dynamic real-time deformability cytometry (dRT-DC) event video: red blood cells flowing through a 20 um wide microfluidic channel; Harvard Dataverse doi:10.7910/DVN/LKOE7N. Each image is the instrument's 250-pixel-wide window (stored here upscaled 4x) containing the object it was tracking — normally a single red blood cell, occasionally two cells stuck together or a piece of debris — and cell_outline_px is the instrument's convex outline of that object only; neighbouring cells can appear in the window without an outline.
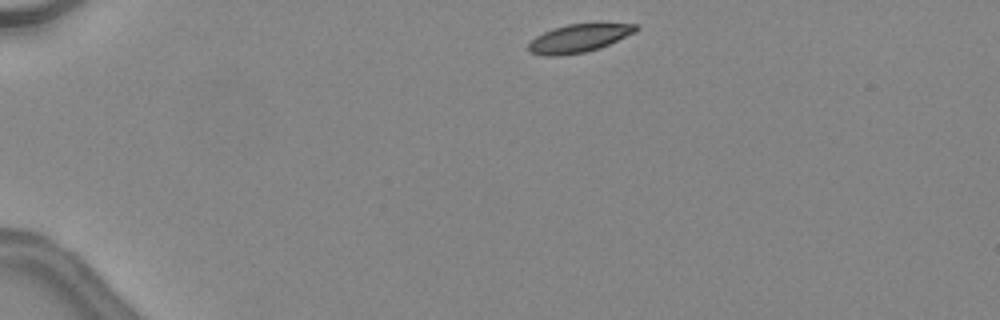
{"species": "common noctule bat (a hibernating species)", "species_latin": "Nyctalus noctula", "temperature_condition": "warm", "stored_images_in_passage": 37, "camera_frame_rate_fps": 3000, "um_per_image_px": 0.085, "animal": {"sex": "female", "body_mass_g": 24.6, "forearm_length_mm": 56.2}, "frame": {"image": 1, "passage_image": 1, "time_ms": 0.0, "image_size_px": [1000, 320], "cell_outline_px": [[640, 28], [636, 32], [600, 48], [584, 52], [556, 56], [544, 56], [528, 52], [528, 44], [536, 36], [552, 28], [568, 24], [636, 24]], "centroid_in_image_um": [49.18, 3.26], "position_along_channel_um": 35.8, "area_um2": 17.51}}
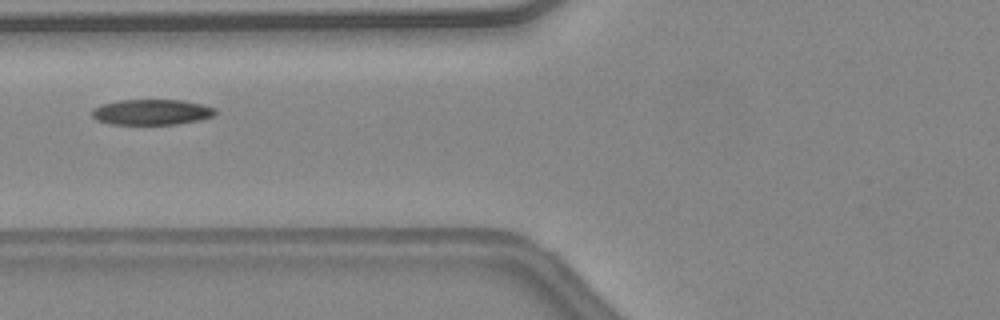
{"frame": {"image": 2, "passage_image": 11, "time_ms": 3.333, "image_size_px": [1000, 320], "cell_outline_px": [[216, 112], [212, 116], [200, 120], [176, 124], [108, 124], [96, 120], [92, 116], [92, 108], [100, 104], [120, 100], [180, 100], [200, 104], [216, 108]], "centroid_in_image_um": [12.84, 9.53], "position_along_channel_um": 113.0, "area_um2": 18.38}}
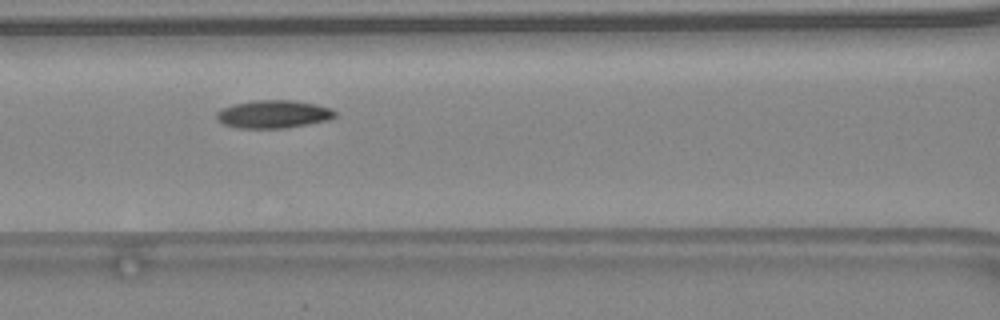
{"frame": {"image": 3, "passage_image": 13, "time_ms": 4.0, "image_size_px": [1000, 320], "cell_outline_px": [[336, 116], [328, 120], [308, 124], [284, 128], [236, 128], [224, 124], [216, 120], [216, 112], [220, 108], [236, 104], [256, 100], [288, 100], [316, 104], [332, 108], [336, 112]], "centroid_in_image_um": [23.23, 9.71], "position_along_channel_um": 143.4, "area_um2": 19.31}, "authors_computed_cell_mechanics": {"area_um2": 18.8428, "velocity_mm_per_s": 4.5136, "shape_relaxation_time_tau1_ms": 6.5836, "shape_relaxation_time_tau2_ms": 9.8939, "deformation_change_tau1": 0.1611, "deformation_change_tau2": 0.1864}}